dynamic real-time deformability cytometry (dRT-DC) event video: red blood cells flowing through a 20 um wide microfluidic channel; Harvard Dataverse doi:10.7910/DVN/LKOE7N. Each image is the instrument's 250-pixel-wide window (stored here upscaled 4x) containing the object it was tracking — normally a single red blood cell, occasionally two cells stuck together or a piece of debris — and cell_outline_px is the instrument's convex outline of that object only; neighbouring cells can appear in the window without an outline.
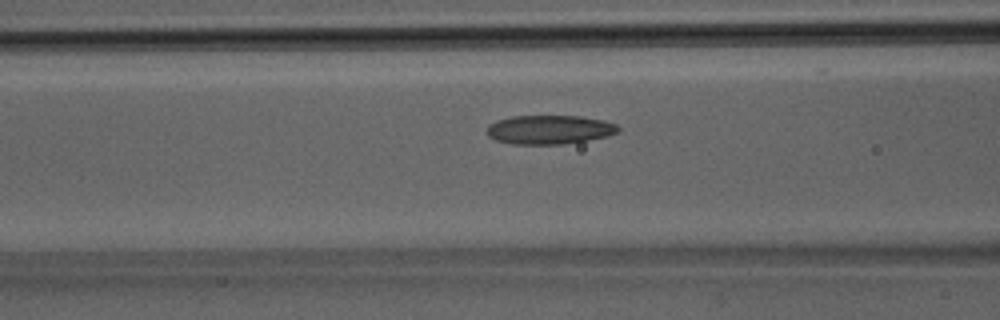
{"species": "Egyptian fruit bat (a non-hibernating species)", "species_latin": "Rousettus aegyptiacus", "temperature_condition": "room temperature", "stored_images_in_passage": 9, "camera_frame_rate_fps": 3000, "um_per_image_px": 0.085, "animal": {"sex": "male"}, "frame": {"image": 1, "passage_image": 6, "time_ms": 1.667, "image_size_px": [1000, 320], "cell_outline_px": [[620, 132], [608, 136], [588, 140], [564, 144], [512, 144], [496, 140], [488, 136], [488, 124], [496, 120], [512, 116], [580, 116], [604, 120], [616, 124], [620, 128]], "centroid_in_image_um": [46.73, 11.02], "position_along_channel_um": 119.9, "area_um2": 22.31}}